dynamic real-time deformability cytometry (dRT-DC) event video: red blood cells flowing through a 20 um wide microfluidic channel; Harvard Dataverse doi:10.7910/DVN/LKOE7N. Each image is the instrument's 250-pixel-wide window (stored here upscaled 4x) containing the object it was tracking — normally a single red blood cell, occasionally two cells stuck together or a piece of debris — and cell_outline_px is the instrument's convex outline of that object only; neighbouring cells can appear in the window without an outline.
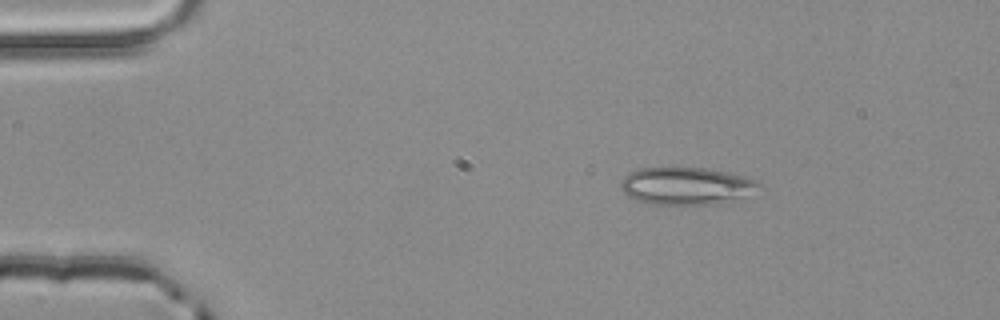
{"species": "common noctule bat (a hibernating species)", "species_latin": "Nyctalus noctula", "temperature_condition": "room temperature", "stored_images_in_passage": 2, "camera_frame_rate_fps": 3000, "um_per_image_px": 0.085, "animal": {"sex": "male", "body_mass_g": 20.4}, "frame": {"image": 1, "passage_image": 1, "time_ms": 0.0, "image_size_px": [1000, 320], "cell_outline_px": [[764, 188], [740, 200], [720, 204], [652, 204], [636, 200], [628, 196], [620, 188], [620, 184], [624, 176], [628, 172], [640, 168], [672, 164], [704, 168], [728, 172], [744, 176], [756, 180], [764, 184]], "centroid_in_image_um": [58.39, 15.77], "position_along_channel_um": 26.6, "area_um2": 31.67}}